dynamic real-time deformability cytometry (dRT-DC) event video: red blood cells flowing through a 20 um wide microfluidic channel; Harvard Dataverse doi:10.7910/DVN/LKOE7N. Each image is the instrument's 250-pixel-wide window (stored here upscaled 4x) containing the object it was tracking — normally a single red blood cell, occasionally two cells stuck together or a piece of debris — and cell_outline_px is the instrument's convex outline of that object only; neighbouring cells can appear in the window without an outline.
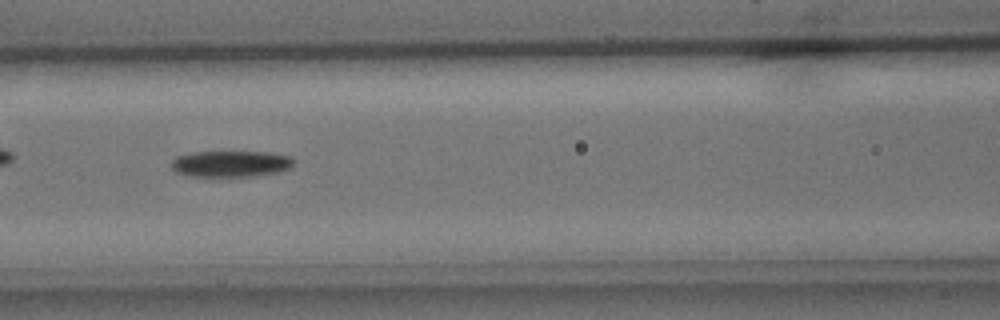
{"species": "common noctule bat (a hibernating species)", "species_latin": "Nyctalus noctula", "temperature_condition": "cold", "stored_images_in_passage": 11, "segment_of_instrument_passage": [1, 2], "camera_frame_rate_fps": 3000, "um_per_image_px": 0.085, "animal": {"sex": "male", "body_mass_g": 15.6}, "frame": {"image": 1, "passage_image": 8, "time_ms": 8.0, "image_size_px": [1000, 320], "cell_outline_px": [[296, 160], [288, 168], [280, 172], [256, 176], [188, 176], [176, 172], [172, 168], [172, 160], [176, 156], [192, 152], [268, 152], [292, 156]], "centroid_in_image_um": [19.63, 13.92], "position_along_channel_um": 147.0, "area_um2": 18.84}}
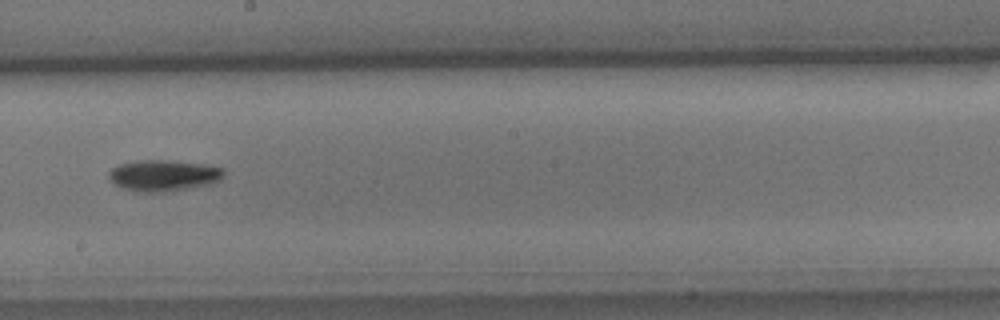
{"frame": {"image": 2, "passage_image": 10, "time_ms": 10.333, "image_size_px": [1000, 320], "cell_outline_px": [[224, 176], [220, 180], [212, 184], [164, 192], [136, 192], [120, 188], [108, 176], [108, 172], [116, 164], [140, 160], [168, 160], [204, 164], [224, 168]], "centroid_in_image_um": [13.89, 14.91], "position_along_channel_um": 234.3, "area_um2": 21.15}}